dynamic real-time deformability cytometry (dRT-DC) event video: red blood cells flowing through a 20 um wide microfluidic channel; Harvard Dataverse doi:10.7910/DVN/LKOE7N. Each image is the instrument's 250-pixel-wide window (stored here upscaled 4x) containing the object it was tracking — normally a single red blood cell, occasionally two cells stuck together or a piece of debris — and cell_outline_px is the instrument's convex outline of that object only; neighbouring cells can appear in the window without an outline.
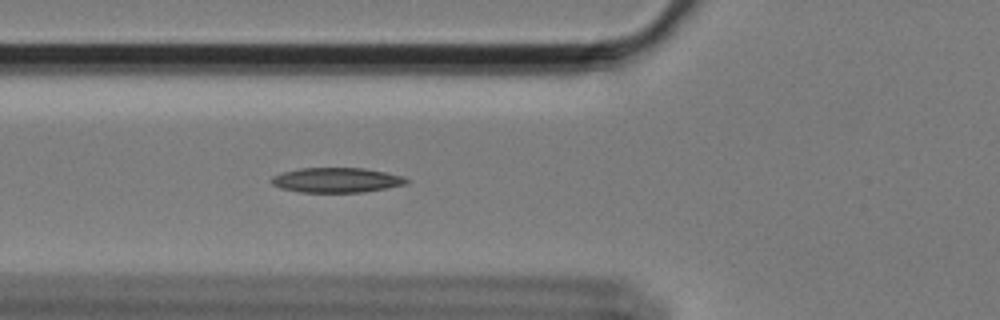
{"species": "Egyptian fruit bat (a non-hibernating species)", "species_latin": "Rousettus aegyptiacus", "temperature_condition": "cold", "stored_images_in_passage": 56, "camera_frame_rate_fps": 3000, "um_per_image_px": 0.085, "animal": {"sex": "female"}, "frame": {"image": 1, "passage_image": 18, "time_ms": 5.667, "image_size_px": [1000, 320], "cell_outline_px": [[408, 180], [404, 184], [364, 192], [300, 192], [280, 188], [272, 184], [272, 176], [284, 172], [300, 168], [364, 168], [384, 172], [400, 176]], "centroid_in_image_um": [28.54, 15.31], "position_along_channel_um": 97.3, "area_um2": 19.19}}
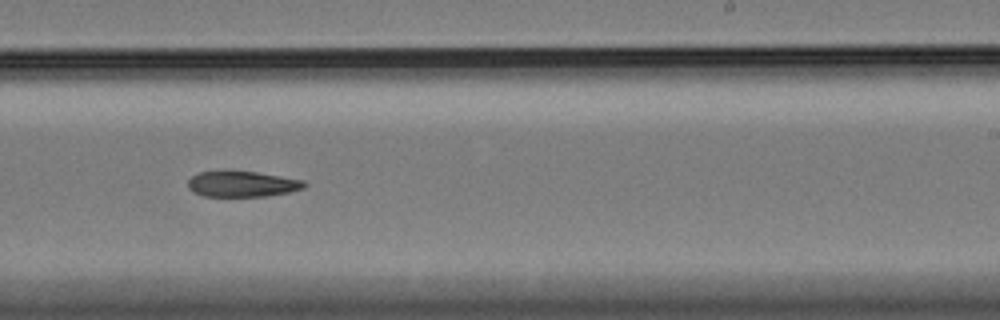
{"frame": {"image": 2, "passage_image": 33, "time_ms": 10.667, "image_size_px": [1000, 320], "cell_outline_px": [[308, 184], [304, 188], [288, 192], [268, 196], [204, 196], [192, 192], [188, 188], [188, 180], [192, 176], [200, 172], [256, 172], [304, 180]], "centroid_in_image_um": [20.6, 15.66], "position_along_channel_um": 268.4, "area_um2": 17.22}}
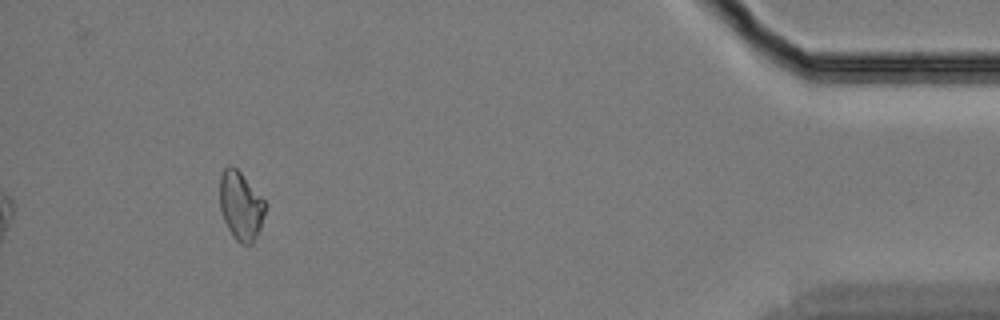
{"frame": {"image": 3, "passage_image": 51, "time_ms": 16.667, "image_size_px": [1000, 320], "cell_outline_px": [[268, 204], [260, 228], [252, 244], [240, 244], [232, 236], [224, 220], [220, 208], [220, 176], [224, 168], [236, 168], [240, 172]], "centroid_in_image_um": [20.48, 17.53], "position_along_channel_um": 414.7, "area_um2": 18.03}}